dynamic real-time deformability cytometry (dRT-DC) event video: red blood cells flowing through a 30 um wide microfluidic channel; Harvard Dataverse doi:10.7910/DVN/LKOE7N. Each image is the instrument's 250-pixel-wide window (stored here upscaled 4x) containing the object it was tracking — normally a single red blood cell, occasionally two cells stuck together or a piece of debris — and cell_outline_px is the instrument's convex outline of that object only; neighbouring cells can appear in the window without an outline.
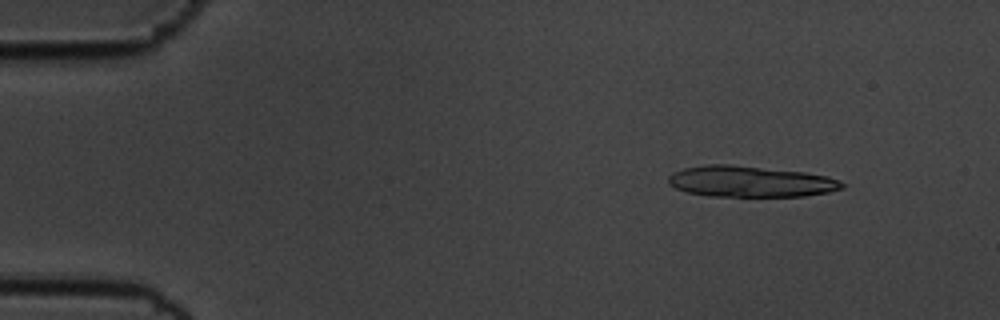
{"species": "common noctule bat (a hibernating species)", "species_latin": "Nyctalus noctula", "temperature_condition": "cold", "stored_images_in_passage": 56, "camera_frame_rate_fps": 3000, "um_per_image_px": 0.085, "animal": {"sex": "male", "body_mass_g": 19.5, "forearm_length_mm": 54.6}, "frame": {"image": 1, "passage_image": 6, "time_ms": 1.667, "image_size_px": [1000, 320], "cell_outline_px": [[844, 188], [828, 192], [804, 196], [708, 196], [688, 192], [676, 188], [668, 184], [668, 176], [684, 168], [708, 164], [732, 164], [804, 172], [828, 176], [840, 180], [844, 184]], "centroid_in_image_um": [63.8, 15.42], "position_along_channel_um": 21.2, "area_um2": 31.44}}
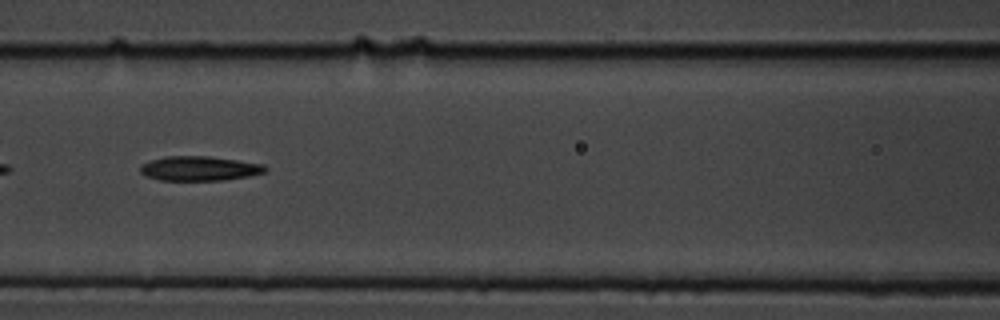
{"frame": {"image": 2, "passage_image": 25, "time_ms": 8.0, "image_size_px": [1000, 320], "cell_outline_px": [[268, 168], [264, 172], [248, 176], [224, 180], [160, 180], [148, 176], [140, 172], [140, 168], [144, 164], [152, 160], [164, 156], [208, 156], [264, 164]], "centroid_in_image_um": [16.97, 14.31], "position_along_channel_um": 149.6, "area_um2": 17.63}}
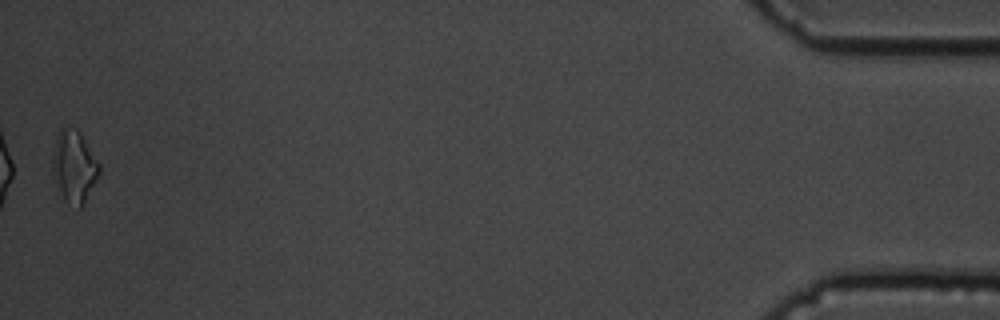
{"frame": {"image": 3, "passage_image": 56, "time_ms": 18.333, "image_size_px": [1000, 320], "cell_outline_px": [[100, 172], [96, 180], [80, 208], [76, 212], [64, 200], [52, 172], [52, 156], [56, 136], [60, 128], [76, 128], [80, 132], [100, 164]], "centroid_in_image_um": [6.29, 14.17], "position_along_channel_um": 428.9, "area_um2": 19.59}, "authors_computed_cell_mechanics": {"area_um2": 17.6868, "velocity_mm_per_s": 3.5518, "shape_relaxation_time_tau1_ms": 3.8835, "shape_relaxation_time_tau2_ms": 7.9631, "deformation_change_tau1": 0.1711, "deformation_change_tau2": 0.2315}}